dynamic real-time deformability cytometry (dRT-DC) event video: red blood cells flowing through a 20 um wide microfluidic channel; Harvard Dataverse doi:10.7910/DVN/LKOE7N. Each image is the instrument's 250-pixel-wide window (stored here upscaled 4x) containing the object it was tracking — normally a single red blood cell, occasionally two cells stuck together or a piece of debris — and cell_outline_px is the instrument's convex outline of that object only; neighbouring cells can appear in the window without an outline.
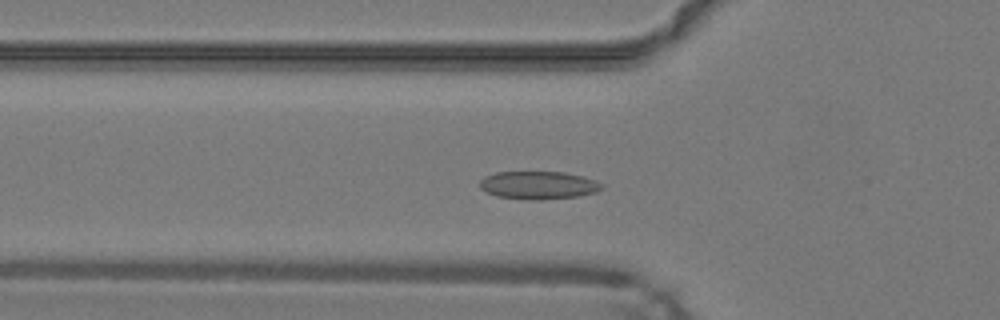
{"species": "common noctule bat (a hibernating species)", "species_latin": "Nyctalus noctula", "temperature_condition": "warm", "stored_images_in_passage": 44, "camera_frame_rate_fps": 3000, "um_per_image_px": 0.085, "animal": {"sex": "male", "body_mass_g": 19.2, "forearm_length_mm": 51.8}, "frame": {"image": 1, "passage_image": 12, "time_ms": 3.667, "image_size_px": [1000, 320], "cell_outline_px": [[604, 188], [596, 192], [580, 196], [544, 200], [536, 200], [496, 196], [480, 188], [480, 180], [484, 176], [496, 172], [564, 172], [584, 176], [596, 180], [604, 184]], "centroid_in_image_um": [45.82, 15.74], "position_along_channel_um": 80.0, "area_um2": 20.06}}
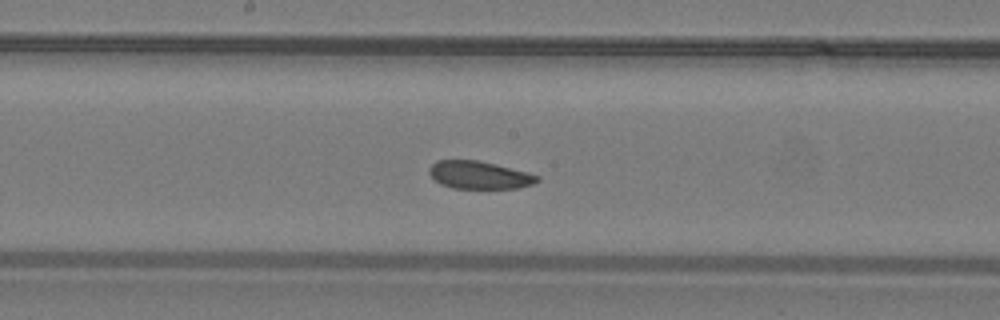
{"frame": {"image": 2, "passage_image": 21, "time_ms": 6.667, "image_size_px": [1000, 320], "cell_outline_px": [[540, 180], [532, 184], [520, 188], [452, 188], [440, 184], [428, 172], [428, 168], [436, 160], [476, 160], [496, 164], [528, 172], [540, 176]], "centroid_in_image_um": [40.74, 14.87], "position_along_channel_um": 207.5, "area_um2": 17.51}}
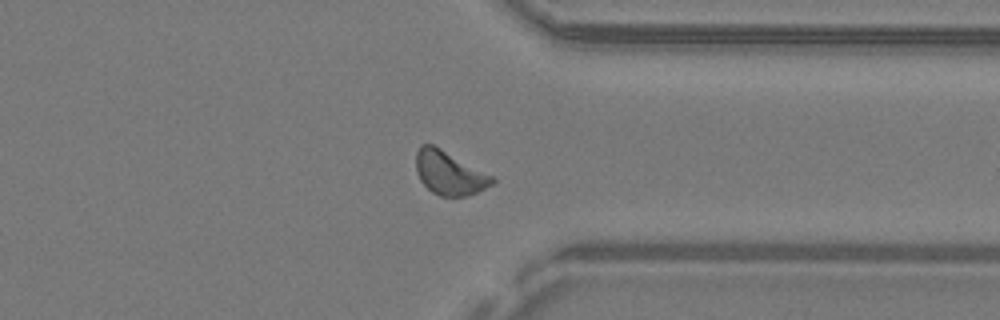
{"frame": {"image": 3, "passage_image": 33, "time_ms": 10.667, "image_size_px": [1000, 320], "cell_outline_px": [[496, 180], [492, 184], [468, 196], [440, 196], [432, 192], [420, 180], [416, 172], [416, 152], [420, 144], [432, 144], [440, 148], [492, 176]], "centroid_in_image_um": [38.15, 14.7], "position_along_channel_um": 373.3, "area_um2": 19.07}, "authors_computed_cell_mechanics": {"area_um2": 18.785, "velocity_mm_per_s": 4.2178, "shape_relaxation_time_tau1_ms": 2.6391, "shape_relaxation_time_tau2_ms": 4.2099, "deformation_change_tau1": 0.0661, "deformation_change_tau2": 0.0957}}